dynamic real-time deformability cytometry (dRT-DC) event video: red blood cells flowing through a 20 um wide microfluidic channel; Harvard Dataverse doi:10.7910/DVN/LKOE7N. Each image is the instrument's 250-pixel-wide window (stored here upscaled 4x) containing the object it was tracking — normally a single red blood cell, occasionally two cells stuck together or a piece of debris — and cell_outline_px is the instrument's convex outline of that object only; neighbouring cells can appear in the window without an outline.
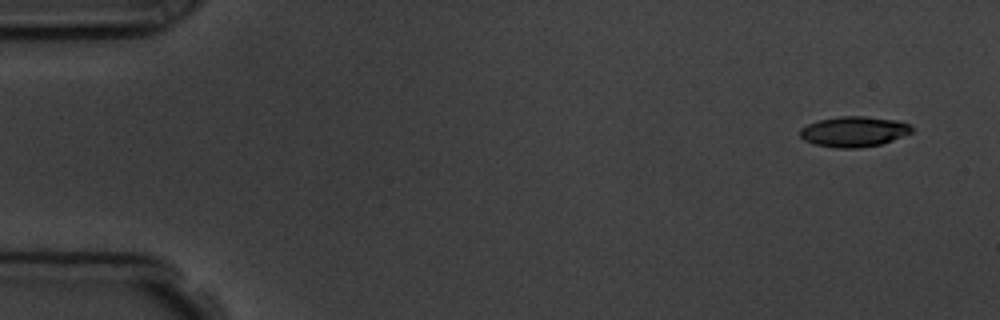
{"species": "common noctule bat (a hibernating species)", "species_latin": "Nyctalus noctula", "temperature_condition": "room temperature", "stored_images_in_passage": 6, "camera_frame_rate_fps": 3000, "um_per_image_px": 0.085, "animal": {"sex": "male", "body_mass_g": 19.5, "forearm_length_mm": 54.6}, "frame": {"image": 1, "passage_image": 1, "time_ms": 0.0, "image_size_px": [1000, 320], "cell_outline_px": [[912, 132], [892, 140], [880, 144], [860, 148], [836, 148], [816, 144], [804, 140], [800, 136], [800, 128], [808, 124], [820, 120], [840, 116], [864, 116], [896, 120], [908, 124], [912, 128]], "centroid_in_image_um": [72.56, 11.18], "position_along_channel_um": 12.4, "area_um2": 19.59}}
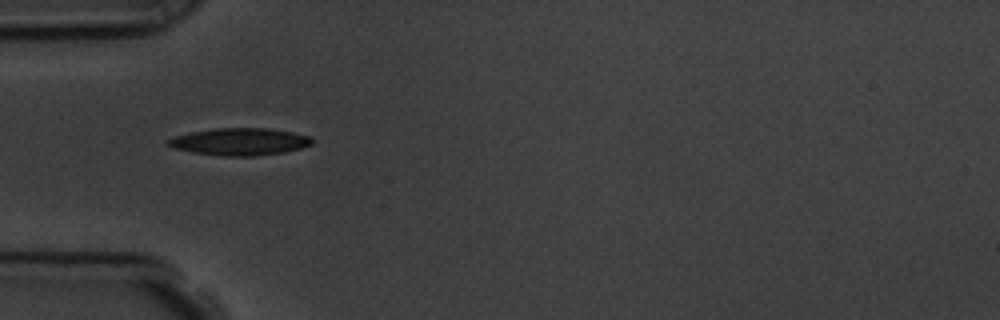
{"frame": {"image": 2, "passage_image": 5, "time_ms": 4.667, "image_size_px": [1000, 320], "cell_outline_px": [[312, 144], [300, 148], [284, 152], [256, 156], [220, 156], [192, 152], [176, 148], [168, 144], [168, 140], [176, 136], [192, 132], [216, 128], [268, 128], [292, 132], [312, 136]], "centroid_in_image_um": [20.43, 12.04], "position_along_channel_um": 64.6, "area_um2": 22.66}}